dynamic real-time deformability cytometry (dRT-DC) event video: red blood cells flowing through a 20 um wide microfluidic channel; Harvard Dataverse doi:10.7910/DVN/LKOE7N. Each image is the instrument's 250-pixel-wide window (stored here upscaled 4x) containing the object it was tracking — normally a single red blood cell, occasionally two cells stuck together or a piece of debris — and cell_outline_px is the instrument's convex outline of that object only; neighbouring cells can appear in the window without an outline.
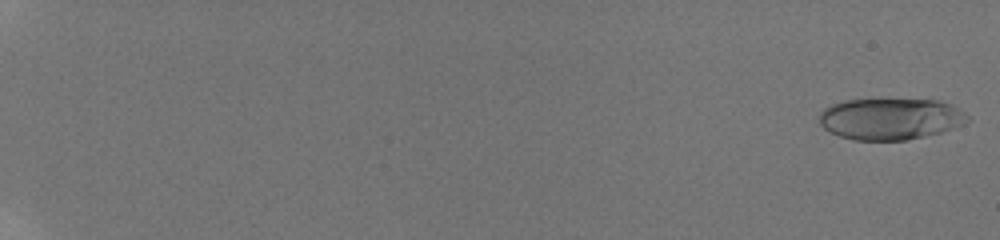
{"species": "human", "species_latin": "Homo sapiens", "temperature_condition": "room temperature", "stored_images_in_passage": 57, "camera_frame_rate_fps": 3000, "um_per_image_px": 0.085, "donor": {"sex": "male"}, "frame": {"image": 1, "passage_image": 1, "time_ms": 0.0, "image_size_px": [1000, 240], "cell_outline_px": [[972, 120], [952, 128], [940, 132], [908, 140], [852, 140], [840, 136], [824, 128], [820, 124], [820, 112], [824, 108], [832, 104], [844, 100], [940, 100], [952, 104], [964, 112]], "centroid_in_image_um": [75.7, 10.1], "position_along_channel_um": 9.3, "area_um2": 35.72}}
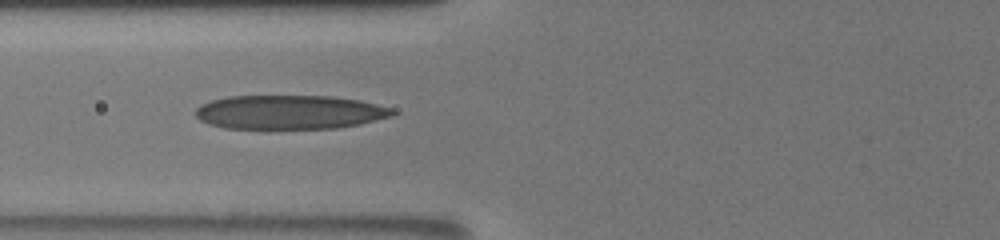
{"frame": {"image": 2, "passage_image": 27, "time_ms": 8.667, "image_size_px": [1000, 240], "cell_outline_px": [[396, 112], [392, 116], [360, 124], [336, 128], [224, 128], [208, 124], [200, 120], [196, 116], [196, 108], [200, 104], [212, 100], [228, 96], [332, 96], [360, 100], [392, 108]], "centroid_in_image_um": [24.61, 9.53], "position_along_channel_um": 101.2, "area_um2": 39.07}}
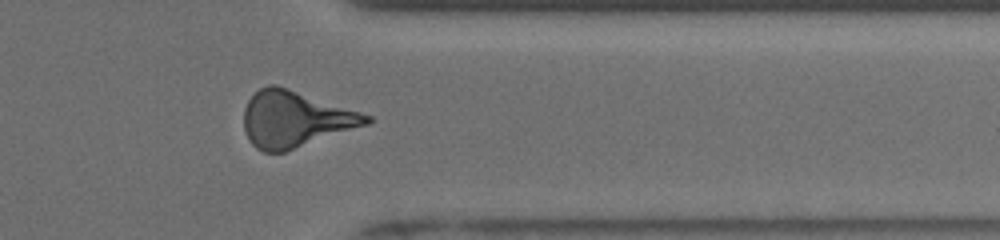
{"frame": {"image": 3, "passage_image": 49, "time_ms": 16.0, "image_size_px": [1000, 240], "cell_outline_px": [[376, 120], [368, 124], [284, 152], [264, 152], [256, 148], [248, 140], [244, 128], [244, 108], [248, 100], [260, 88], [268, 84], [276, 84], [372, 116]], "centroid_in_image_um": [25.07, 10.13], "position_along_channel_um": 386.3, "area_um2": 39.88}, "authors_computed_cell_mechanics": {"area_um2": 37.9168, "velocity_mm_per_s": 3.9086, "shape_relaxation_time_tau1_ms": 7.3409, "shape_relaxation_time_tau2_ms": 2.1658, "deformation_change_tau1": 0.2404, "deformation_change_tau2": 0.141}}